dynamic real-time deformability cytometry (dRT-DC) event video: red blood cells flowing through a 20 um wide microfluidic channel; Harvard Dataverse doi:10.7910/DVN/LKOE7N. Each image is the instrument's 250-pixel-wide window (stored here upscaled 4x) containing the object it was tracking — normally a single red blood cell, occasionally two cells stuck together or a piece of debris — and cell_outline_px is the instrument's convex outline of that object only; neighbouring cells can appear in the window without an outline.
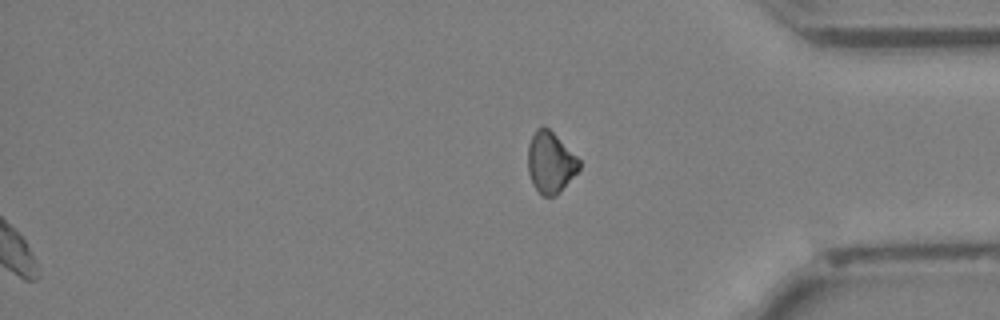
{"species": "Egyptian fruit bat (a non-hibernating species)", "species_latin": "Rousettus aegyptiacus", "temperature_condition": "cold", "stored_images_in_passage": 35, "segment_of_instrument_passage": [2, 2], "camera_frame_rate_fps": 3000, "um_per_image_px": 0.085, "animal": {"sex": "female"}, "frame": {"image": 1, "passage_image": 35, "time_ms": 11.333, "image_size_px": [1000, 320], "cell_outline_px": [[580, 168], [556, 196], [544, 196], [532, 184], [528, 172], [528, 144], [536, 128], [540, 124], [548, 128], [580, 160]], "centroid_in_image_um": [46.76, 13.79], "position_along_channel_um": 388.4, "area_um2": 18.09}}